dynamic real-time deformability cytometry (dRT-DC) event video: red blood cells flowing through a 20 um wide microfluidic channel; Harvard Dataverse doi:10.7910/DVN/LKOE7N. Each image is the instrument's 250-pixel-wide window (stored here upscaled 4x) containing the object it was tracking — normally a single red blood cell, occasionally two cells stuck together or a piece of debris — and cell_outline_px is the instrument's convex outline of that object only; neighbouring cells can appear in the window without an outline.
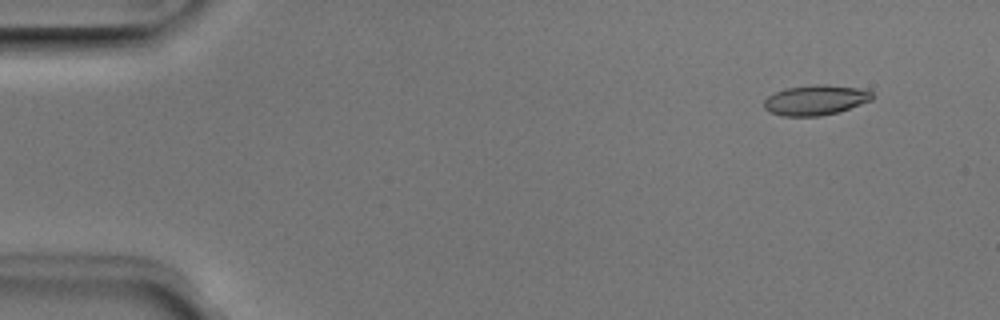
{"species": "Egyptian fruit bat (a non-hibernating species)", "species_latin": "Rousettus aegyptiacus", "temperature_condition": "room temperature", "stored_images_in_passage": 48, "camera_frame_rate_fps": 3000, "um_per_image_px": 0.085, "animal": {"sex": "male"}, "frame": {"image": 1, "passage_image": 1, "time_ms": 0.0, "image_size_px": [1000, 320], "cell_outline_px": [[872, 100], [836, 112], [820, 116], [780, 116], [764, 108], [764, 100], [768, 96], [784, 88], [816, 84], [820, 84], [860, 88], [872, 92]], "centroid_in_image_um": [69.29, 8.5], "position_along_channel_um": 15.7, "area_um2": 18.79}}
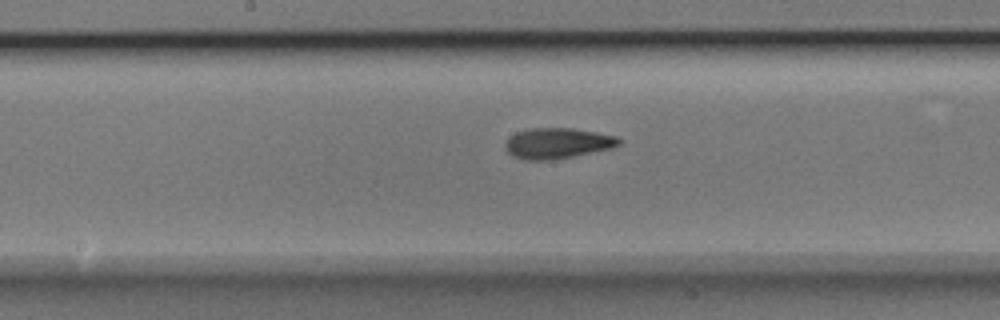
{"frame": {"image": 2, "passage_image": 23, "time_ms": 7.333, "image_size_px": [1000, 320], "cell_outline_px": [[620, 144], [612, 148], [552, 160], [524, 160], [512, 156], [508, 152], [504, 144], [516, 132], [532, 128], [572, 128], [596, 132], [616, 136], [620, 140]], "centroid_in_image_um": [47.37, 12.18], "position_along_channel_um": 200.8, "area_um2": 20.11}}
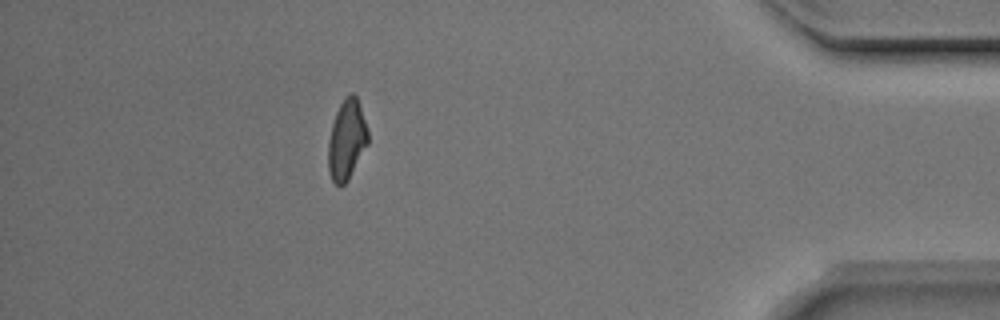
{"frame": {"image": 3, "passage_image": 42, "time_ms": 13.667, "image_size_px": [1000, 320], "cell_outline_px": [[368, 144], [348, 180], [340, 188], [332, 180], [328, 172], [328, 140], [332, 124], [336, 112], [340, 104], [352, 92], [356, 96], [368, 132]], "centroid_in_image_um": [29.45, 11.94], "position_along_channel_um": 405.8, "area_um2": 18.32}, "authors_computed_cell_mechanics": {"area_um2": 18.9295, "velocity_mm_per_s": 3.9811, "shape_relaxation_time_tau1_ms": 3.6499, "shape_relaxation_time_tau2_ms": 2.4819, "deformation_change_tau1": 0.1505, "deformation_change_tau2": 0.1025}}